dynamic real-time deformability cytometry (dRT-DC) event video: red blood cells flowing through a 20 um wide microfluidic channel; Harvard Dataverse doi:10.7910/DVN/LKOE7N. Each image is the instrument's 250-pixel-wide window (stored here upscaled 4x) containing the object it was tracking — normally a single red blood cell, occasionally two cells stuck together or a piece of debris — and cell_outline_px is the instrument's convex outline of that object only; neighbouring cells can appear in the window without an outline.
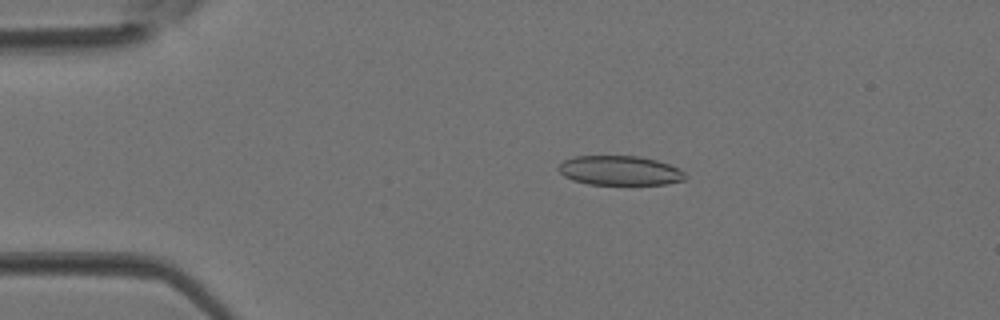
{"species": "Egyptian fruit bat (a non-hibernating species)", "species_latin": "Rousettus aegyptiacus", "temperature_condition": "room temperature", "stored_images_in_passage": 4, "camera_frame_rate_fps": 3000, "um_per_image_px": 0.085, "animal": {"sex": "female"}, "frame": {"image": 1, "passage_image": 3, "time_ms": 0.667, "image_size_px": [1000, 320], "cell_outline_px": [[688, 176], [684, 180], [664, 184], [588, 184], [572, 180], [564, 176], [556, 168], [564, 160], [576, 156], [636, 156], [656, 160], [668, 164], [684, 172]], "centroid_in_image_um": [52.65, 14.5], "position_along_channel_um": 32.3, "area_um2": 21.62}}